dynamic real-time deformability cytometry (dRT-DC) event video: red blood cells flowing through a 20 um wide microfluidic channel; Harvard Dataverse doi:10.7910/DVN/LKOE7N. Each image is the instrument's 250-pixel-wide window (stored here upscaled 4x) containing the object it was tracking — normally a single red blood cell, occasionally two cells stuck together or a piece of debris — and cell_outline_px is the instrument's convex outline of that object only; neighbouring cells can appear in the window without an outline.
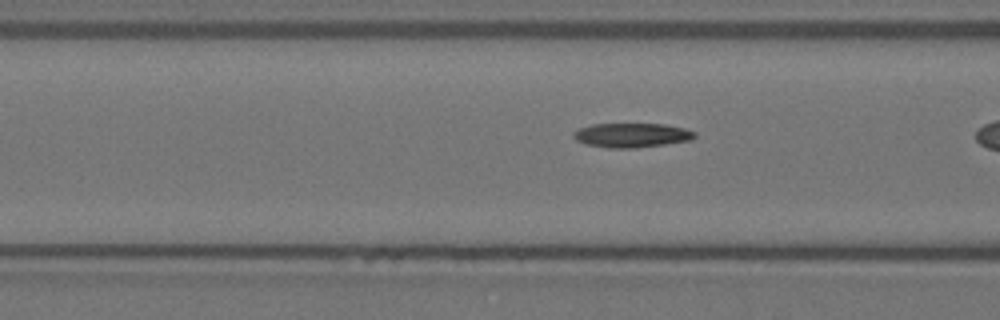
{"species": "Egyptian fruit bat (a non-hibernating species)", "species_latin": "Rousettus aegyptiacus", "temperature_condition": "warm", "stored_images_in_passage": 22, "segment_of_instrument_passage": [2, 2], "camera_frame_rate_fps": 3000, "um_per_image_px": 0.085, "animal": {"sex": "female"}, "frame": {"image": 1, "passage_image": 19, "time_ms": 6.0, "image_size_px": [1000, 320], "cell_outline_px": [[696, 136], [692, 140], [636, 148], [608, 148], [584, 144], [576, 140], [572, 136], [572, 132], [580, 128], [592, 124], [664, 124], [684, 128], [696, 132]], "centroid_in_image_um": [53.68, 11.49], "position_along_channel_um": 112.9, "area_um2": 17.28}}